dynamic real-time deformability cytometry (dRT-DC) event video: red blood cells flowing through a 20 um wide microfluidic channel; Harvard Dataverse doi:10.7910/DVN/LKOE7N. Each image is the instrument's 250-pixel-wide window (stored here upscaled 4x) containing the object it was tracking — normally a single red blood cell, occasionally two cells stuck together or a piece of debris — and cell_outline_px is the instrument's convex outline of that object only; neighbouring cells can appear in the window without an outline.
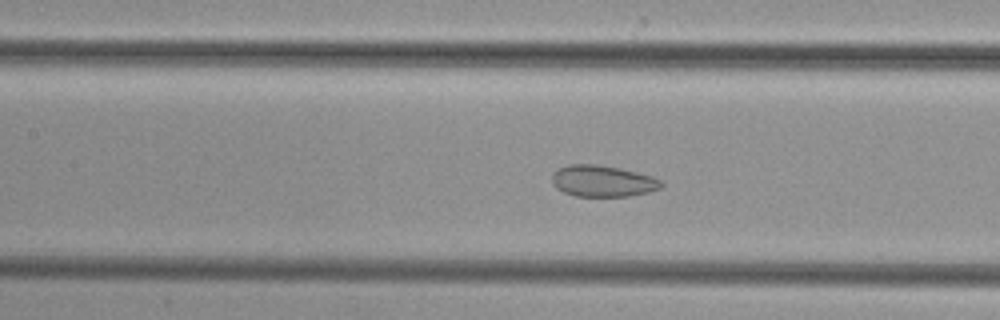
{"species": "common noctule bat (a hibernating species)", "species_latin": "Nyctalus noctula", "temperature_condition": "cold", "stored_images_in_passage": 45, "camera_frame_rate_fps": 3000, "um_per_image_px": 0.085, "animal": {"sex": "female", "body_mass_g": 29.2, "forearm_length_mm": 56.3}, "frame": {"image": 1, "passage_image": 18, "time_ms": 5.667, "image_size_px": [1000, 320], "cell_outline_px": [[664, 184], [660, 188], [648, 192], [628, 196], [576, 196], [564, 192], [556, 188], [552, 184], [552, 172], [556, 168], [568, 164], [596, 164], [620, 168], [652, 176], [660, 180]], "centroid_in_image_um": [51.18, 15.38], "position_along_channel_um": 156.2, "area_um2": 20.11}}
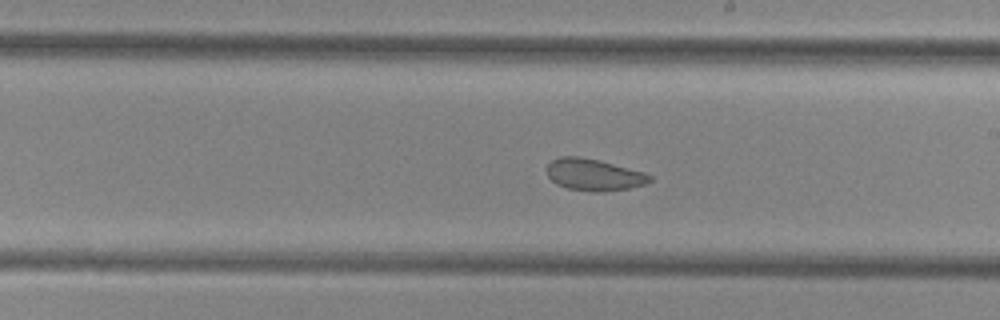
{"frame": {"image": 2, "passage_image": 24, "time_ms": 7.667, "image_size_px": [1000, 320], "cell_outline_px": [[652, 180], [644, 184], [628, 188], [604, 192], [592, 192], [568, 188], [556, 184], [548, 176], [544, 168], [552, 160], [560, 156], [580, 156], [600, 160], [644, 172], [652, 176]], "centroid_in_image_um": [50.44, 14.84], "position_along_channel_um": 238.6, "area_um2": 19.25}}
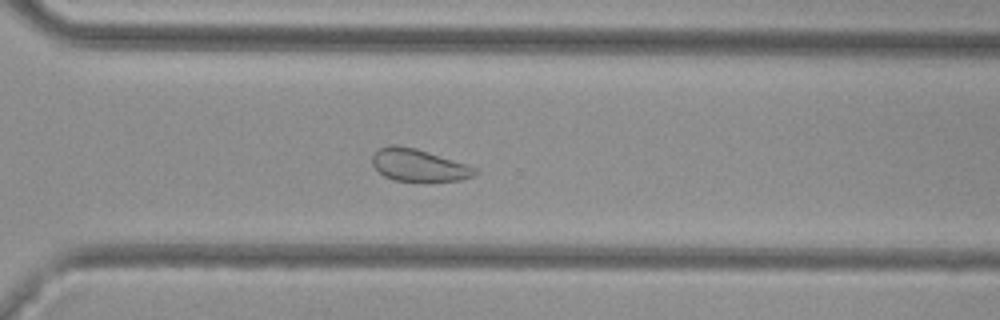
{"frame": {"image": 3, "passage_image": 31, "time_ms": 10.0, "image_size_px": [1000, 320], "cell_outline_px": [[476, 172], [472, 176], [460, 180], [392, 180], [384, 176], [372, 164], [372, 156], [380, 148], [392, 144], [396, 144], [416, 148], [468, 164], [476, 168]], "centroid_in_image_um": [35.57, 14.02], "position_along_channel_um": 335.0, "area_um2": 19.02}}